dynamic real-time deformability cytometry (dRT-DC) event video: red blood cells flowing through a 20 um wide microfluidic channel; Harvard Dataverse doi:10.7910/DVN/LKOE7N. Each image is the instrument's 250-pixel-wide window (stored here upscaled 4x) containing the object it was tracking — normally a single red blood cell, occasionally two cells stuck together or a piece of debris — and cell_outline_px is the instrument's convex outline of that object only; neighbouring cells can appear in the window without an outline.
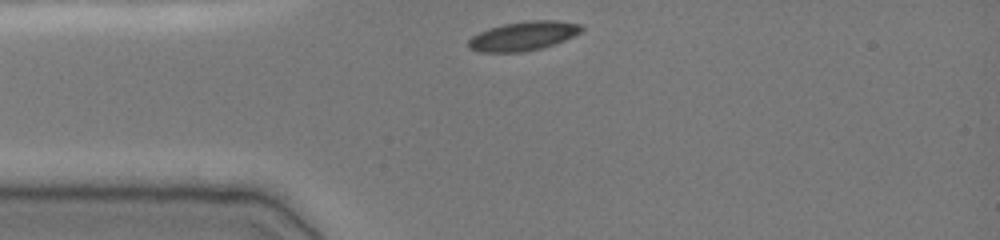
{"species": "common noctule bat (a hibernating species)", "species_latin": "Nyctalus noctula", "temperature_condition": "cold", "stored_images_in_passage": 31, "camera_frame_rate_fps": 3000, "um_per_image_px": 0.085, "animal": {"sex": "female", "body_mass_g": 19.0, "forearm_length_mm": 51.5}, "frame": {"image": 1, "passage_image": 1, "time_ms": 0.0, "image_size_px": [1000, 240], "cell_outline_px": [[584, 28], [580, 32], [564, 40], [540, 48], [524, 52], [480, 52], [468, 48], [468, 40], [472, 36], [488, 28], [504, 24], [528, 20], [556, 20], [580, 24]], "centroid_in_image_um": [44.45, 3.05], "position_along_channel_um": 40.6, "area_um2": 19.07}}
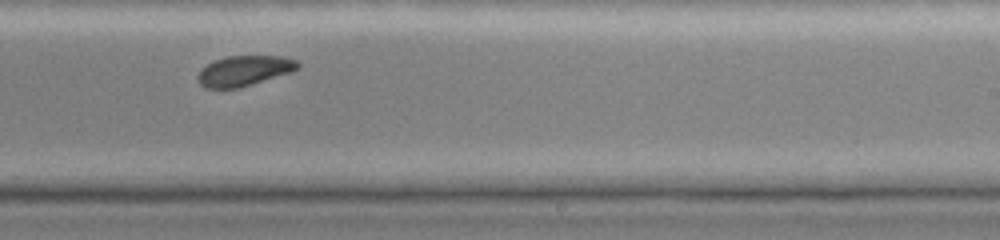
{"frame": {"image": 2, "passage_image": 20, "time_ms": 6.333, "image_size_px": [1000, 240], "cell_outline_px": [[300, 68], [292, 72], [252, 84], [236, 88], [204, 88], [196, 80], [196, 76], [208, 64], [224, 56], [284, 56], [296, 60], [300, 64]], "centroid_in_image_um": [20.78, 6.01], "position_along_channel_um": 268.2, "area_um2": 17.63}}
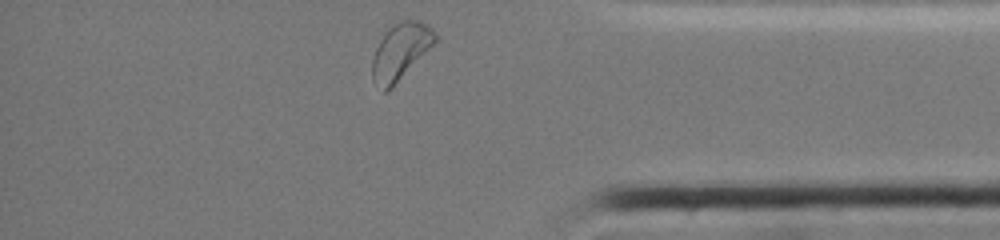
{"frame": {"image": 3, "passage_image": 31, "time_ms": 10.0, "image_size_px": [1000, 240], "cell_outline_px": [[440, 40], [388, 92], [384, 92], [372, 80], [372, 56], [380, 40], [388, 28], [392, 24], [400, 20], [420, 20], [432, 28], [440, 36]], "centroid_in_image_um": [34.09, 4.37], "position_along_channel_um": 401.1, "area_um2": 21.33}, "authors_computed_cell_mechanics": {"area_um2": 18.7272, "velocity_mm_per_s": 3.8504, "shape_relaxation_time_tau1_ms": 3.8398, "shape_relaxation_time_tau2_ms": 4.8715, "deformation_change_tau1": 0.1206, "deformation_change_tau2": 0.0924}}